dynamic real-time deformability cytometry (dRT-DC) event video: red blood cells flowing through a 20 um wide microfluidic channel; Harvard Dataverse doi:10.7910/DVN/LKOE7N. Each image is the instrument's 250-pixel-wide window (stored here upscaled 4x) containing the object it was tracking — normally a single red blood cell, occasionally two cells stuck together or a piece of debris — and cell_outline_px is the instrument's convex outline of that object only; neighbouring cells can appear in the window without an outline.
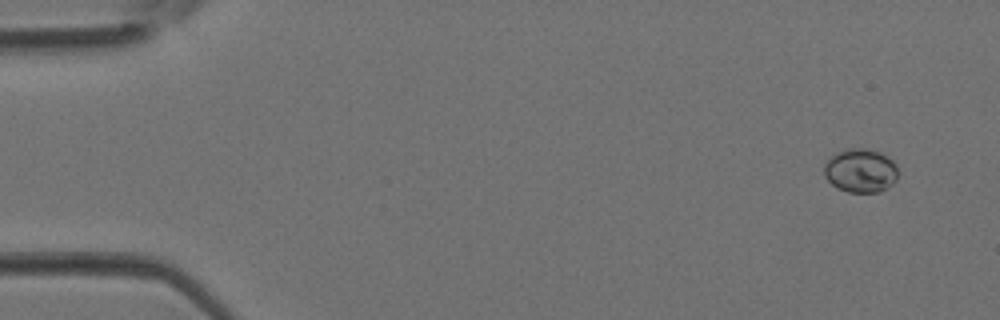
{"species": "Egyptian fruit bat (a non-hibernating species)", "species_latin": "Rousettus aegyptiacus", "temperature_condition": "room temperature", "stored_images_in_passage": 4, "camera_frame_rate_fps": 3000, "um_per_image_px": 0.085, "animal": {"sex": "female"}, "frame": {"image": 1, "passage_image": 1, "time_ms": 0.0, "image_size_px": [1000, 320], "cell_outline_px": [[896, 180], [892, 184], [880, 192], [848, 192], [836, 188], [824, 176], [824, 164], [836, 152], [848, 148], [868, 148], [880, 152], [888, 156], [896, 164]], "centroid_in_image_um": [73.13, 14.49], "position_along_channel_um": 11.9, "area_um2": 18.96}}
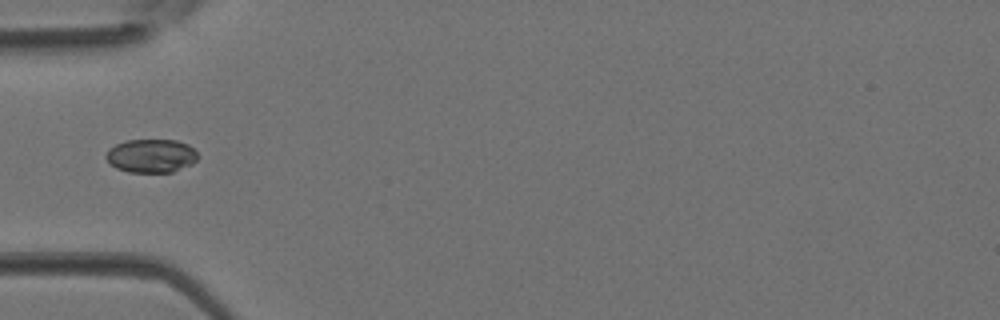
{"frame": {"image": 2, "passage_image": 4, "time_ms": 1.0, "image_size_px": [1000, 320], "cell_outline_px": [[196, 160], [192, 164], [172, 172], [128, 172], [116, 168], [104, 156], [108, 148], [116, 144], [128, 140], [176, 140], [188, 144], [196, 152]], "centroid_in_image_um": [12.83, 13.24], "position_along_channel_um": 72.2, "area_um2": 17.86}}